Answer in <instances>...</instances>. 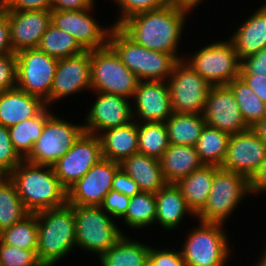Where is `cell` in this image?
<instances>
[{
	"instance_id": "9a60e30c",
	"label": "cell",
	"mask_w": 266,
	"mask_h": 266,
	"mask_svg": "<svg viewBox=\"0 0 266 266\" xmlns=\"http://www.w3.org/2000/svg\"><path fill=\"white\" fill-rule=\"evenodd\" d=\"M120 163L102 158L67 190L69 205L101 206Z\"/></svg>"
},
{
	"instance_id": "7c38bea8",
	"label": "cell",
	"mask_w": 266,
	"mask_h": 266,
	"mask_svg": "<svg viewBox=\"0 0 266 266\" xmlns=\"http://www.w3.org/2000/svg\"><path fill=\"white\" fill-rule=\"evenodd\" d=\"M83 132V125L72 124L52 114L46 120L41 136L25 160L52 166L67 153Z\"/></svg>"
},
{
	"instance_id": "cb8c5ba5",
	"label": "cell",
	"mask_w": 266,
	"mask_h": 266,
	"mask_svg": "<svg viewBox=\"0 0 266 266\" xmlns=\"http://www.w3.org/2000/svg\"><path fill=\"white\" fill-rule=\"evenodd\" d=\"M156 219L155 222L165 230H175L189 214L196 215L188 207L180 189L174 183H167L156 194ZM186 214V215H185Z\"/></svg>"
},
{
	"instance_id": "1f68e13d",
	"label": "cell",
	"mask_w": 266,
	"mask_h": 266,
	"mask_svg": "<svg viewBox=\"0 0 266 266\" xmlns=\"http://www.w3.org/2000/svg\"><path fill=\"white\" fill-rule=\"evenodd\" d=\"M230 136L224 131L205 124L195 146L204 165L222 166Z\"/></svg>"
},
{
	"instance_id": "8992f818",
	"label": "cell",
	"mask_w": 266,
	"mask_h": 266,
	"mask_svg": "<svg viewBox=\"0 0 266 266\" xmlns=\"http://www.w3.org/2000/svg\"><path fill=\"white\" fill-rule=\"evenodd\" d=\"M73 210L76 247L81 250L99 256L114 246L125 233L100 206L73 205Z\"/></svg>"
},
{
	"instance_id": "7a4b0ae2",
	"label": "cell",
	"mask_w": 266,
	"mask_h": 266,
	"mask_svg": "<svg viewBox=\"0 0 266 266\" xmlns=\"http://www.w3.org/2000/svg\"><path fill=\"white\" fill-rule=\"evenodd\" d=\"M10 180L29 213L58 208L67 203V191L61 186L53 166L24 159L10 173Z\"/></svg>"
},
{
	"instance_id": "ba28073f",
	"label": "cell",
	"mask_w": 266,
	"mask_h": 266,
	"mask_svg": "<svg viewBox=\"0 0 266 266\" xmlns=\"http://www.w3.org/2000/svg\"><path fill=\"white\" fill-rule=\"evenodd\" d=\"M139 79L121 61L114 49L91 50V90L126 97L131 100Z\"/></svg>"
},
{
	"instance_id": "3957f363",
	"label": "cell",
	"mask_w": 266,
	"mask_h": 266,
	"mask_svg": "<svg viewBox=\"0 0 266 266\" xmlns=\"http://www.w3.org/2000/svg\"><path fill=\"white\" fill-rule=\"evenodd\" d=\"M38 224L37 255L44 266H55L76 248L73 205L42 210L36 213Z\"/></svg>"
},
{
	"instance_id": "c3c4849f",
	"label": "cell",
	"mask_w": 266,
	"mask_h": 266,
	"mask_svg": "<svg viewBox=\"0 0 266 266\" xmlns=\"http://www.w3.org/2000/svg\"><path fill=\"white\" fill-rule=\"evenodd\" d=\"M14 53L6 9L0 4V55Z\"/></svg>"
},
{
	"instance_id": "4fadbf2b",
	"label": "cell",
	"mask_w": 266,
	"mask_h": 266,
	"mask_svg": "<svg viewBox=\"0 0 266 266\" xmlns=\"http://www.w3.org/2000/svg\"><path fill=\"white\" fill-rule=\"evenodd\" d=\"M103 158L98 135L83 132L53 169L61 186L67 191Z\"/></svg>"
},
{
	"instance_id": "db71d44e",
	"label": "cell",
	"mask_w": 266,
	"mask_h": 266,
	"mask_svg": "<svg viewBox=\"0 0 266 266\" xmlns=\"http://www.w3.org/2000/svg\"><path fill=\"white\" fill-rule=\"evenodd\" d=\"M251 128L266 143V116Z\"/></svg>"
},
{
	"instance_id": "4316f807",
	"label": "cell",
	"mask_w": 266,
	"mask_h": 266,
	"mask_svg": "<svg viewBox=\"0 0 266 266\" xmlns=\"http://www.w3.org/2000/svg\"><path fill=\"white\" fill-rule=\"evenodd\" d=\"M164 179L176 183L204 164L194 146L169 144L159 159Z\"/></svg>"
},
{
	"instance_id": "30bf717a",
	"label": "cell",
	"mask_w": 266,
	"mask_h": 266,
	"mask_svg": "<svg viewBox=\"0 0 266 266\" xmlns=\"http://www.w3.org/2000/svg\"><path fill=\"white\" fill-rule=\"evenodd\" d=\"M173 112L203 114L210 85L184 59L167 80Z\"/></svg>"
},
{
	"instance_id": "f546056e",
	"label": "cell",
	"mask_w": 266,
	"mask_h": 266,
	"mask_svg": "<svg viewBox=\"0 0 266 266\" xmlns=\"http://www.w3.org/2000/svg\"><path fill=\"white\" fill-rule=\"evenodd\" d=\"M45 106L35 117L26 119L8 128L11 142L17 153L25 159L41 136L46 120L53 114Z\"/></svg>"
},
{
	"instance_id": "6da1fadb",
	"label": "cell",
	"mask_w": 266,
	"mask_h": 266,
	"mask_svg": "<svg viewBox=\"0 0 266 266\" xmlns=\"http://www.w3.org/2000/svg\"><path fill=\"white\" fill-rule=\"evenodd\" d=\"M188 13L167 5L135 14L118 27L135 43L147 49L177 54Z\"/></svg>"
},
{
	"instance_id": "681fc988",
	"label": "cell",
	"mask_w": 266,
	"mask_h": 266,
	"mask_svg": "<svg viewBox=\"0 0 266 266\" xmlns=\"http://www.w3.org/2000/svg\"><path fill=\"white\" fill-rule=\"evenodd\" d=\"M95 6V0H53L52 10H83Z\"/></svg>"
},
{
	"instance_id": "5b68a950",
	"label": "cell",
	"mask_w": 266,
	"mask_h": 266,
	"mask_svg": "<svg viewBox=\"0 0 266 266\" xmlns=\"http://www.w3.org/2000/svg\"><path fill=\"white\" fill-rule=\"evenodd\" d=\"M198 222L182 244L184 266H225L232 250L224 224Z\"/></svg>"
},
{
	"instance_id": "9f6ffc18",
	"label": "cell",
	"mask_w": 266,
	"mask_h": 266,
	"mask_svg": "<svg viewBox=\"0 0 266 266\" xmlns=\"http://www.w3.org/2000/svg\"><path fill=\"white\" fill-rule=\"evenodd\" d=\"M253 266H266V247H265L264 251L262 252L260 260L258 262H256L255 265L253 264Z\"/></svg>"
},
{
	"instance_id": "ab89813d",
	"label": "cell",
	"mask_w": 266,
	"mask_h": 266,
	"mask_svg": "<svg viewBox=\"0 0 266 266\" xmlns=\"http://www.w3.org/2000/svg\"><path fill=\"white\" fill-rule=\"evenodd\" d=\"M120 8V15L112 26H119L123 21L131 16L159 9L167 6V0H114Z\"/></svg>"
},
{
	"instance_id": "ac0fdd59",
	"label": "cell",
	"mask_w": 266,
	"mask_h": 266,
	"mask_svg": "<svg viewBox=\"0 0 266 266\" xmlns=\"http://www.w3.org/2000/svg\"><path fill=\"white\" fill-rule=\"evenodd\" d=\"M94 94L97 98L85 117L84 132L99 136L103 131L133 121L132 103L128 98L103 92Z\"/></svg>"
},
{
	"instance_id": "484cf974",
	"label": "cell",
	"mask_w": 266,
	"mask_h": 266,
	"mask_svg": "<svg viewBox=\"0 0 266 266\" xmlns=\"http://www.w3.org/2000/svg\"><path fill=\"white\" fill-rule=\"evenodd\" d=\"M99 138L105 159L121 163L138 153V124L134 121L103 131Z\"/></svg>"
},
{
	"instance_id": "e575fe53",
	"label": "cell",
	"mask_w": 266,
	"mask_h": 266,
	"mask_svg": "<svg viewBox=\"0 0 266 266\" xmlns=\"http://www.w3.org/2000/svg\"><path fill=\"white\" fill-rule=\"evenodd\" d=\"M131 229H142L155 224L156 198L155 194L140 192L130 197L127 212L121 218Z\"/></svg>"
},
{
	"instance_id": "60d3db41",
	"label": "cell",
	"mask_w": 266,
	"mask_h": 266,
	"mask_svg": "<svg viewBox=\"0 0 266 266\" xmlns=\"http://www.w3.org/2000/svg\"><path fill=\"white\" fill-rule=\"evenodd\" d=\"M23 160L11 142L8 128L0 124V168L11 173Z\"/></svg>"
},
{
	"instance_id": "e0dca14e",
	"label": "cell",
	"mask_w": 266,
	"mask_h": 266,
	"mask_svg": "<svg viewBox=\"0 0 266 266\" xmlns=\"http://www.w3.org/2000/svg\"><path fill=\"white\" fill-rule=\"evenodd\" d=\"M91 90V50L58 60L50 97L45 104L50 105L61 98Z\"/></svg>"
},
{
	"instance_id": "816d5d0a",
	"label": "cell",
	"mask_w": 266,
	"mask_h": 266,
	"mask_svg": "<svg viewBox=\"0 0 266 266\" xmlns=\"http://www.w3.org/2000/svg\"><path fill=\"white\" fill-rule=\"evenodd\" d=\"M249 181L251 195L266 194V160Z\"/></svg>"
},
{
	"instance_id": "f6af8a7d",
	"label": "cell",
	"mask_w": 266,
	"mask_h": 266,
	"mask_svg": "<svg viewBox=\"0 0 266 266\" xmlns=\"http://www.w3.org/2000/svg\"><path fill=\"white\" fill-rule=\"evenodd\" d=\"M149 261L153 266H184L181 250L174 251L168 248L159 250L151 247Z\"/></svg>"
},
{
	"instance_id": "f5cc1de1",
	"label": "cell",
	"mask_w": 266,
	"mask_h": 266,
	"mask_svg": "<svg viewBox=\"0 0 266 266\" xmlns=\"http://www.w3.org/2000/svg\"><path fill=\"white\" fill-rule=\"evenodd\" d=\"M203 0H167V4L173 7L181 8L187 10L191 13V11L199 6Z\"/></svg>"
},
{
	"instance_id": "277c9868",
	"label": "cell",
	"mask_w": 266,
	"mask_h": 266,
	"mask_svg": "<svg viewBox=\"0 0 266 266\" xmlns=\"http://www.w3.org/2000/svg\"><path fill=\"white\" fill-rule=\"evenodd\" d=\"M108 44L139 81H167L181 55L154 51L135 43L118 26H112Z\"/></svg>"
},
{
	"instance_id": "bcb514c9",
	"label": "cell",
	"mask_w": 266,
	"mask_h": 266,
	"mask_svg": "<svg viewBox=\"0 0 266 266\" xmlns=\"http://www.w3.org/2000/svg\"><path fill=\"white\" fill-rule=\"evenodd\" d=\"M53 0H0L6 11L52 10Z\"/></svg>"
},
{
	"instance_id": "836d02e7",
	"label": "cell",
	"mask_w": 266,
	"mask_h": 266,
	"mask_svg": "<svg viewBox=\"0 0 266 266\" xmlns=\"http://www.w3.org/2000/svg\"><path fill=\"white\" fill-rule=\"evenodd\" d=\"M227 86L232 90L244 121L249 128L266 116V104L240 76Z\"/></svg>"
},
{
	"instance_id": "5bb4252c",
	"label": "cell",
	"mask_w": 266,
	"mask_h": 266,
	"mask_svg": "<svg viewBox=\"0 0 266 266\" xmlns=\"http://www.w3.org/2000/svg\"><path fill=\"white\" fill-rule=\"evenodd\" d=\"M94 7L83 10H51V23L70 33L85 50H95L108 44L112 28L102 27L92 16ZM91 12V13H90Z\"/></svg>"
},
{
	"instance_id": "9c48e42d",
	"label": "cell",
	"mask_w": 266,
	"mask_h": 266,
	"mask_svg": "<svg viewBox=\"0 0 266 266\" xmlns=\"http://www.w3.org/2000/svg\"><path fill=\"white\" fill-rule=\"evenodd\" d=\"M184 60L210 85H227L239 77L241 60L230 40L212 42Z\"/></svg>"
},
{
	"instance_id": "4dcf8cb0",
	"label": "cell",
	"mask_w": 266,
	"mask_h": 266,
	"mask_svg": "<svg viewBox=\"0 0 266 266\" xmlns=\"http://www.w3.org/2000/svg\"><path fill=\"white\" fill-rule=\"evenodd\" d=\"M165 124L169 144L195 147L206 123L203 114L173 112Z\"/></svg>"
},
{
	"instance_id": "52a82bcc",
	"label": "cell",
	"mask_w": 266,
	"mask_h": 266,
	"mask_svg": "<svg viewBox=\"0 0 266 266\" xmlns=\"http://www.w3.org/2000/svg\"><path fill=\"white\" fill-rule=\"evenodd\" d=\"M250 194V181L246 176L220 167L214 174L208 201L196 218L224 224Z\"/></svg>"
},
{
	"instance_id": "ee69618b",
	"label": "cell",
	"mask_w": 266,
	"mask_h": 266,
	"mask_svg": "<svg viewBox=\"0 0 266 266\" xmlns=\"http://www.w3.org/2000/svg\"><path fill=\"white\" fill-rule=\"evenodd\" d=\"M239 75L266 76V47L241 60Z\"/></svg>"
},
{
	"instance_id": "603a6c76",
	"label": "cell",
	"mask_w": 266,
	"mask_h": 266,
	"mask_svg": "<svg viewBox=\"0 0 266 266\" xmlns=\"http://www.w3.org/2000/svg\"><path fill=\"white\" fill-rule=\"evenodd\" d=\"M257 9L229 38L240 60L266 47V6Z\"/></svg>"
},
{
	"instance_id": "d6986e66",
	"label": "cell",
	"mask_w": 266,
	"mask_h": 266,
	"mask_svg": "<svg viewBox=\"0 0 266 266\" xmlns=\"http://www.w3.org/2000/svg\"><path fill=\"white\" fill-rule=\"evenodd\" d=\"M203 116L206 125L230 135L249 129L234 94L227 85L210 87Z\"/></svg>"
},
{
	"instance_id": "7402d4cb",
	"label": "cell",
	"mask_w": 266,
	"mask_h": 266,
	"mask_svg": "<svg viewBox=\"0 0 266 266\" xmlns=\"http://www.w3.org/2000/svg\"><path fill=\"white\" fill-rule=\"evenodd\" d=\"M45 106L40 97L18 88L0 92V124L9 128L35 117Z\"/></svg>"
},
{
	"instance_id": "44dd1931",
	"label": "cell",
	"mask_w": 266,
	"mask_h": 266,
	"mask_svg": "<svg viewBox=\"0 0 266 266\" xmlns=\"http://www.w3.org/2000/svg\"><path fill=\"white\" fill-rule=\"evenodd\" d=\"M10 25L13 52L38 47L42 35L51 24L50 10L6 11Z\"/></svg>"
},
{
	"instance_id": "8d00e7d4",
	"label": "cell",
	"mask_w": 266,
	"mask_h": 266,
	"mask_svg": "<svg viewBox=\"0 0 266 266\" xmlns=\"http://www.w3.org/2000/svg\"><path fill=\"white\" fill-rule=\"evenodd\" d=\"M169 147L165 122L138 124V152L160 159Z\"/></svg>"
},
{
	"instance_id": "f907efd6",
	"label": "cell",
	"mask_w": 266,
	"mask_h": 266,
	"mask_svg": "<svg viewBox=\"0 0 266 266\" xmlns=\"http://www.w3.org/2000/svg\"><path fill=\"white\" fill-rule=\"evenodd\" d=\"M253 90L254 93L266 104V76L239 75Z\"/></svg>"
},
{
	"instance_id": "7bdbcfd3",
	"label": "cell",
	"mask_w": 266,
	"mask_h": 266,
	"mask_svg": "<svg viewBox=\"0 0 266 266\" xmlns=\"http://www.w3.org/2000/svg\"><path fill=\"white\" fill-rule=\"evenodd\" d=\"M130 197L123 193H119L114 190H110L103 200L100 206L107 214L113 218H122L127 212Z\"/></svg>"
},
{
	"instance_id": "ffe728a7",
	"label": "cell",
	"mask_w": 266,
	"mask_h": 266,
	"mask_svg": "<svg viewBox=\"0 0 266 266\" xmlns=\"http://www.w3.org/2000/svg\"><path fill=\"white\" fill-rule=\"evenodd\" d=\"M131 103L137 124L166 122L173 113L167 81H139Z\"/></svg>"
},
{
	"instance_id": "74e56055",
	"label": "cell",
	"mask_w": 266,
	"mask_h": 266,
	"mask_svg": "<svg viewBox=\"0 0 266 266\" xmlns=\"http://www.w3.org/2000/svg\"><path fill=\"white\" fill-rule=\"evenodd\" d=\"M14 183L9 179L0 188V232L27 216Z\"/></svg>"
},
{
	"instance_id": "d590c367",
	"label": "cell",
	"mask_w": 266,
	"mask_h": 266,
	"mask_svg": "<svg viewBox=\"0 0 266 266\" xmlns=\"http://www.w3.org/2000/svg\"><path fill=\"white\" fill-rule=\"evenodd\" d=\"M0 240L20 249L37 251L38 224L36 213H29L22 220L0 232Z\"/></svg>"
},
{
	"instance_id": "2e32d148",
	"label": "cell",
	"mask_w": 266,
	"mask_h": 266,
	"mask_svg": "<svg viewBox=\"0 0 266 266\" xmlns=\"http://www.w3.org/2000/svg\"><path fill=\"white\" fill-rule=\"evenodd\" d=\"M266 160V143L249 128L230 136L221 168L246 176L249 180Z\"/></svg>"
},
{
	"instance_id": "83f0119b",
	"label": "cell",
	"mask_w": 266,
	"mask_h": 266,
	"mask_svg": "<svg viewBox=\"0 0 266 266\" xmlns=\"http://www.w3.org/2000/svg\"><path fill=\"white\" fill-rule=\"evenodd\" d=\"M219 168L216 165H203L175 183L186 200L188 207L195 215L206 205L212 188L214 174Z\"/></svg>"
},
{
	"instance_id": "6f0895ef",
	"label": "cell",
	"mask_w": 266,
	"mask_h": 266,
	"mask_svg": "<svg viewBox=\"0 0 266 266\" xmlns=\"http://www.w3.org/2000/svg\"><path fill=\"white\" fill-rule=\"evenodd\" d=\"M145 266H153L150 261H148Z\"/></svg>"
},
{
	"instance_id": "f1b7e54d",
	"label": "cell",
	"mask_w": 266,
	"mask_h": 266,
	"mask_svg": "<svg viewBox=\"0 0 266 266\" xmlns=\"http://www.w3.org/2000/svg\"><path fill=\"white\" fill-rule=\"evenodd\" d=\"M150 248L124 234L114 246L99 255V263L100 266H145Z\"/></svg>"
},
{
	"instance_id": "d6a6232c",
	"label": "cell",
	"mask_w": 266,
	"mask_h": 266,
	"mask_svg": "<svg viewBox=\"0 0 266 266\" xmlns=\"http://www.w3.org/2000/svg\"><path fill=\"white\" fill-rule=\"evenodd\" d=\"M37 49L57 60L86 51L70 33L57 28L52 23L42 35Z\"/></svg>"
},
{
	"instance_id": "11a10c76",
	"label": "cell",
	"mask_w": 266,
	"mask_h": 266,
	"mask_svg": "<svg viewBox=\"0 0 266 266\" xmlns=\"http://www.w3.org/2000/svg\"><path fill=\"white\" fill-rule=\"evenodd\" d=\"M10 179V173L0 168V188Z\"/></svg>"
},
{
	"instance_id": "8fae6325",
	"label": "cell",
	"mask_w": 266,
	"mask_h": 266,
	"mask_svg": "<svg viewBox=\"0 0 266 266\" xmlns=\"http://www.w3.org/2000/svg\"><path fill=\"white\" fill-rule=\"evenodd\" d=\"M16 58V88L45 102L50 97L58 60L37 48L22 50Z\"/></svg>"
},
{
	"instance_id": "f35d334b",
	"label": "cell",
	"mask_w": 266,
	"mask_h": 266,
	"mask_svg": "<svg viewBox=\"0 0 266 266\" xmlns=\"http://www.w3.org/2000/svg\"><path fill=\"white\" fill-rule=\"evenodd\" d=\"M0 266H44L37 251L20 249L4 244L0 240Z\"/></svg>"
},
{
	"instance_id": "d4e9b609",
	"label": "cell",
	"mask_w": 266,
	"mask_h": 266,
	"mask_svg": "<svg viewBox=\"0 0 266 266\" xmlns=\"http://www.w3.org/2000/svg\"><path fill=\"white\" fill-rule=\"evenodd\" d=\"M120 167L138 184L141 192L156 194L167 184L159 159L138 152L124 159Z\"/></svg>"
},
{
	"instance_id": "b9f144b4",
	"label": "cell",
	"mask_w": 266,
	"mask_h": 266,
	"mask_svg": "<svg viewBox=\"0 0 266 266\" xmlns=\"http://www.w3.org/2000/svg\"><path fill=\"white\" fill-rule=\"evenodd\" d=\"M16 70L15 53L0 55V92L16 88Z\"/></svg>"
},
{
	"instance_id": "7dc6e473",
	"label": "cell",
	"mask_w": 266,
	"mask_h": 266,
	"mask_svg": "<svg viewBox=\"0 0 266 266\" xmlns=\"http://www.w3.org/2000/svg\"><path fill=\"white\" fill-rule=\"evenodd\" d=\"M112 190L123 193L128 197H133L141 192L138 184L130 176H128L121 167L114 175Z\"/></svg>"
}]
</instances>
